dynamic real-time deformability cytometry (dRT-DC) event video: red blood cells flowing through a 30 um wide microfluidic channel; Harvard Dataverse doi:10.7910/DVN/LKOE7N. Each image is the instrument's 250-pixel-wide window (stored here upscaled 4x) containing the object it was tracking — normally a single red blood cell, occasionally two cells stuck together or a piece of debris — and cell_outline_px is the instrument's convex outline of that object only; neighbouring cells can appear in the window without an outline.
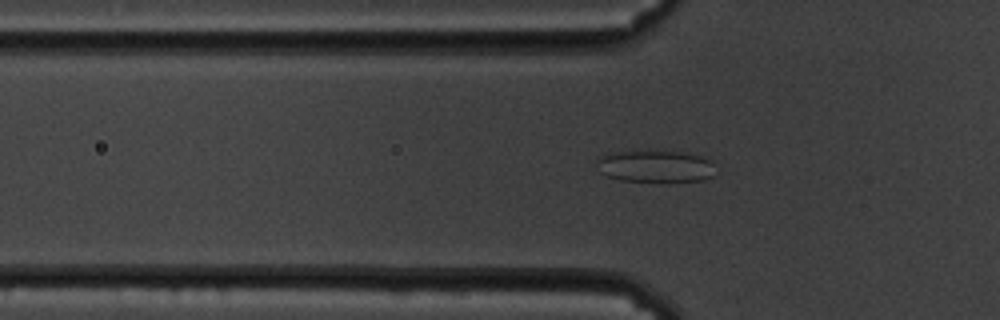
{"species": "common noctule bat (a hibernating species)", "species_latin": "Nyctalus noctula", "temperature_condition": "cold", "stored_images_in_passage": 44, "camera_frame_rate_fps": 3000, "um_per_image_px": 0.085, "animal": {"sex": "male", "body_mass_g": 19.5, "forearm_length_mm": 54.6}, "frame": {"image": 1, "passage_image": 5, "time_ms": 1.333, "image_size_px": [1000, 320], "cell_outline_px": [[712, 176], [704, 180], [668, 184], [664, 184], [620, 180], [608, 176], [600, 172], [596, 160], [600, 156], [608, 152], [688, 152], [712, 160]], "centroid_in_image_um": [55.72, 14.19], "position_along_channel_um": 70.1, "area_um2": 22.72}}
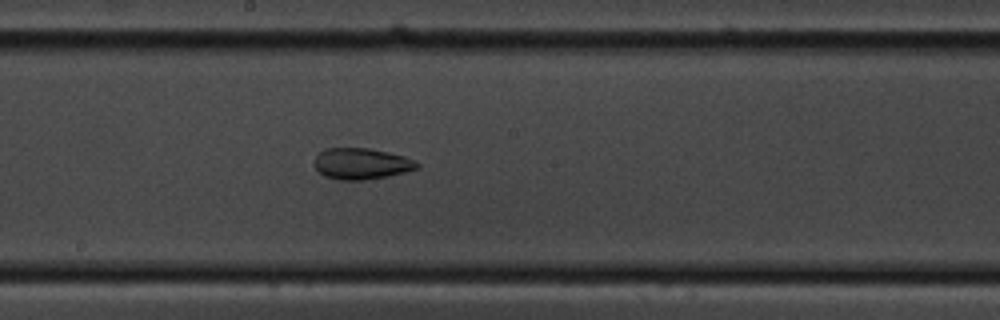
{"frame": {"image": 2, "passage_image": 18, "time_ms": 5.667, "image_size_px": [1000, 320], "cell_outline_px": [[420, 168], [388, 176], [364, 180], [340, 180], [324, 176], [316, 168], [316, 156], [324, 148], [368, 148], [388, 152], [404, 156], [420, 164]], "centroid_in_image_um": [30.73, 13.91], "position_along_channel_um": 217.5, "area_um2": 18.55}}
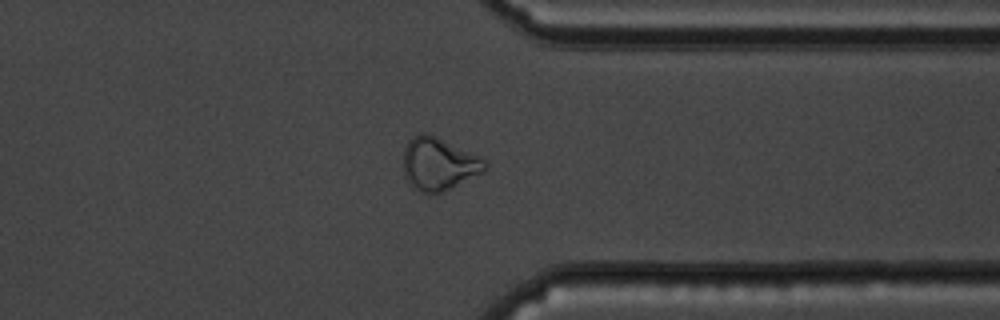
{"frame": {"image": 3, "passage_image": 32, "time_ms": 10.333, "image_size_px": [1000, 320], "cell_outline_px": [[488, 168], [484, 172], [440, 192], [420, 192], [404, 176], [404, 148], [408, 140], [412, 136], [420, 132], [428, 132], [484, 160], [488, 164]], "centroid_in_image_um": [37.26, 13.9], "position_along_channel_um": 374.1, "area_um2": 24.51}, "authors_computed_cell_mechanics": {"area_um2": 20.6635, "velocity_mm_per_s": 3.4046, "shape_relaxation_time_tau1_ms": null, "shape_relaxation_time_tau2_ms": 2.8958, "deformation_change_tau1": null, "deformation_change_tau2": 0.0907}}